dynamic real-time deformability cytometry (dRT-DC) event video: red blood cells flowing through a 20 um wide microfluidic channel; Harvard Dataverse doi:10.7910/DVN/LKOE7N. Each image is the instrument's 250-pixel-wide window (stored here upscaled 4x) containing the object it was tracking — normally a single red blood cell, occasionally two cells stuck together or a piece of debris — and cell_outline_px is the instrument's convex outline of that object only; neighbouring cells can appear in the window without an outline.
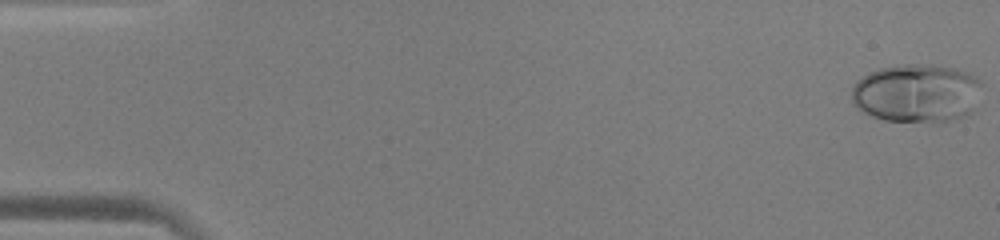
{"species": "human", "species_latin": "Homo sapiens", "temperature_condition": "warm", "stored_images_in_passage": 52, "camera_frame_rate_fps": 3000, "um_per_image_px": 0.085, "donor": {"sex": "male"}, "frame": {"image": 1, "passage_image": 1, "time_ms": 0.0, "image_size_px": [1000, 240], "cell_outline_px": [[984, 84], [972, 112], [968, 116], [948, 120], [884, 120], [872, 116], [856, 108], [852, 104], [852, 84], [856, 80], [868, 72], [880, 68], [896, 64], [920, 64], [956, 68], [968, 72], [976, 76]], "centroid_in_image_um": [77.92, 7.88], "position_along_channel_um": 7.1, "area_um2": 44.68}}
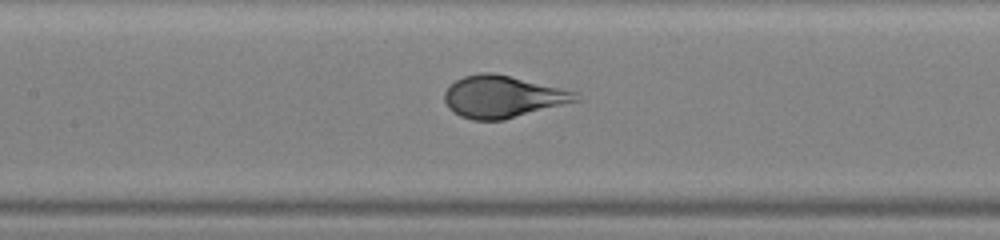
{"frame": {"image": 2, "passage_image": 25, "time_ms": 8.0, "image_size_px": [1000, 240], "cell_outline_px": [[584, 100], [504, 120], [472, 120], [460, 116], [452, 112], [448, 108], [444, 100], [444, 92], [456, 80], [464, 76], [480, 72], [492, 72], [576, 92]], "centroid_in_image_um": [42.74, 8.24], "position_along_channel_um": 164.7, "area_um2": 32.25}}
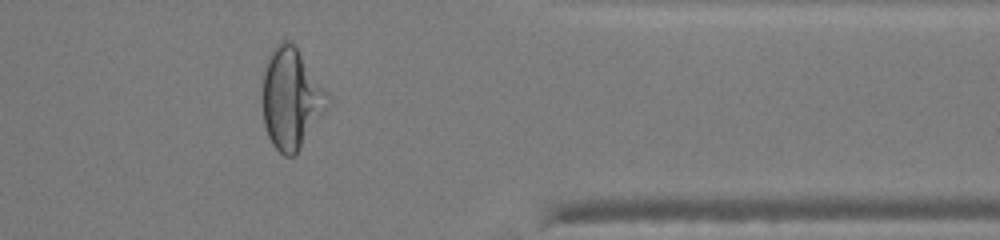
{"frame": {"image": 3, "passage_image": 43, "time_ms": 14.0, "image_size_px": [1000, 240], "cell_outline_px": [[332, 100], [328, 108], [296, 156], [284, 156], [272, 144], [268, 136], [264, 124], [260, 96], [264, 72], [268, 56], [272, 48], [276, 44], [284, 40], [292, 40], [328, 92]], "centroid_in_image_um": [24.75, 8.38], "position_along_channel_um": 386.7, "area_um2": 39.25}, "authors_computed_cell_mechanics": {"area_um2": 37.5411, "velocity_mm_per_s": 3.9541, "shape_relaxation_time_tau1_ms": 3.2475, "shape_relaxation_time_tau2_ms": null, "deformation_change_tau1": 0.217, "deformation_change_tau2": null}}